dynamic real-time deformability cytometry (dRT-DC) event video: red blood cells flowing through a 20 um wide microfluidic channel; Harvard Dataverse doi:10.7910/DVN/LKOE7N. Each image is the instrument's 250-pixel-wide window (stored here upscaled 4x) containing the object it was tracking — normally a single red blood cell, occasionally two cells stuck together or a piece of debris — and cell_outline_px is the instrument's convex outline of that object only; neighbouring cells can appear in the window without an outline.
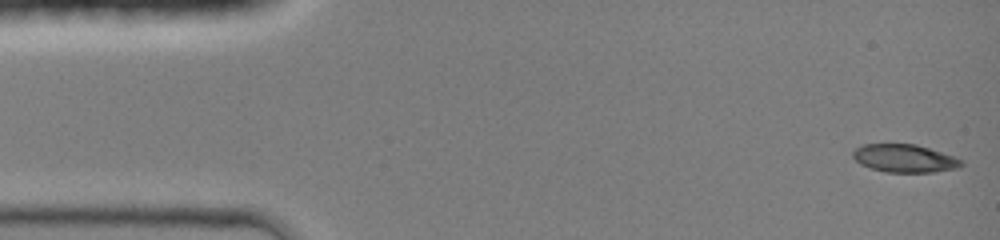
{"species": "common noctule bat (a hibernating species)", "species_latin": "Nyctalus noctula", "temperature_condition": "room temperature", "stored_images_in_passage": 44, "camera_frame_rate_fps": 3000, "um_per_image_px": 0.085, "animal": {"sex": "female", "body_mass_g": 19.0, "forearm_length_mm": 51.5}, "frame": {"image": 1, "passage_image": 1, "time_ms": 0.0, "image_size_px": [1000, 240], "cell_outline_px": [[964, 164], [960, 168], [932, 172], [884, 172], [860, 164], [852, 156], [852, 152], [856, 148], [864, 144], [916, 144], [964, 160]], "centroid_in_image_um": [76.9, 13.46], "position_along_channel_um": 8.1, "area_um2": 17.63}}
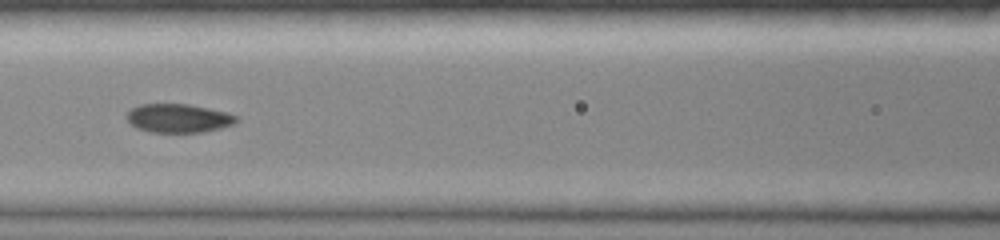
{"frame": {"image": 2, "passage_image": 19, "time_ms": 6.0, "image_size_px": [1000, 240], "cell_outline_px": [[240, 120], [232, 124], [220, 128], [204, 132], [152, 132], [136, 128], [124, 116], [132, 108], [140, 104], [188, 104], [228, 112], [240, 116]], "centroid_in_image_um": [15.2, 10.04], "position_along_channel_um": 151.4, "area_um2": 18.44}}
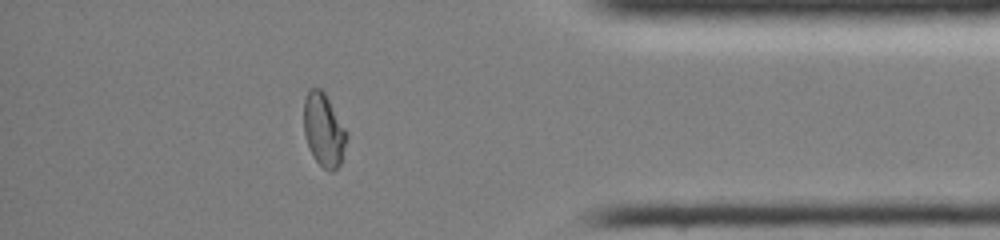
{"frame": {"image": 3, "passage_image": 38, "time_ms": 12.333, "image_size_px": [1000, 240], "cell_outline_px": [[348, 136], [340, 164], [332, 172], [328, 172], [312, 156], [304, 132], [304, 100], [308, 88], [320, 88], [324, 92], [348, 132]], "centroid_in_image_um": [27.52, 11.04], "position_along_channel_um": 407.7, "area_um2": 18.26}, "authors_computed_cell_mechanics": {"area_um2": 18.496, "velocity_mm_per_s": 4.3187, "shape_relaxation_time_tau1_ms": null, "shape_relaxation_time_tau2_ms": 0.962, "deformation_change_tau1": null, "deformation_change_tau2": 0.0437}}